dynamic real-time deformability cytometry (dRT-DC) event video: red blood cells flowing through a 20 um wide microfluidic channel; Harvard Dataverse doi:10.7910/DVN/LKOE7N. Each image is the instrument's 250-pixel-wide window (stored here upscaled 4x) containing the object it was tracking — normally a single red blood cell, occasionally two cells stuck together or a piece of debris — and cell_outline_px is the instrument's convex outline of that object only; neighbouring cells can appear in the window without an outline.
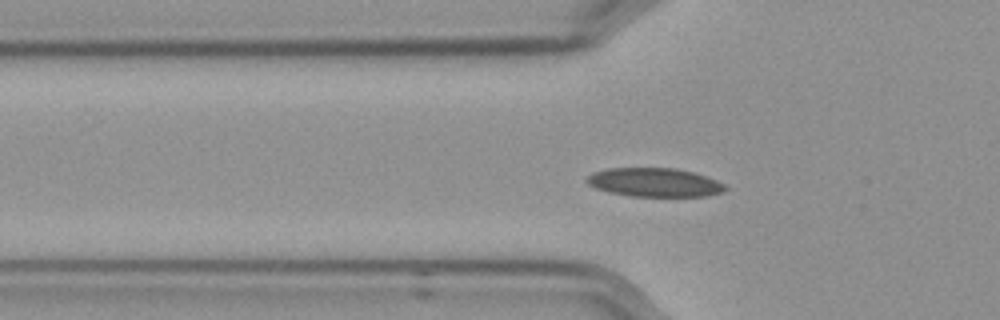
{"species": "Egyptian fruit bat (a non-hibernating species)", "species_latin": "Rousettus aegyptiacus", "temperature_condition": "cold", "stored_images_in_passage": 50, "camera_frame_rate_fps": 3000, "um_per_image_px": 0.085, "frame": {"image": 1, "passage_image": 17, "time_ms": 5.333, "image_size_px": [1000, 320], "cell_outline_px": [[728, 188], [724, 192], [708, 196], [632, 196], [608, 192], [596, 188], [588, 184], [584, 180], [592, 172], [608, 168], [676, 168], [696, 172], [716, 180], [724, 184]], "centroid_in_image_um": [55.65, 15.5], "position_along_channel_um": 70.2, "area_um2": 23.41}}
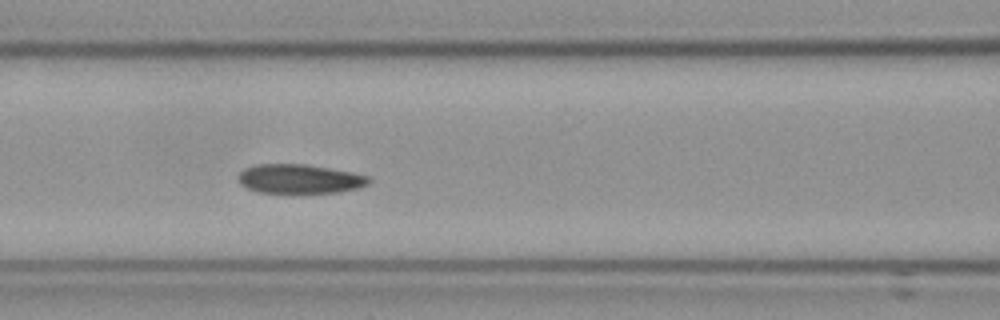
{"frame": {"image": 2, "passage_image": 23, "time_ms": 7.333, "image_size_px": [1000, 320], "cell_outline_px": [[372, 180], [368, 184], [356, 188], [340, 192], [256, 192], [240, 184], [236, 176], [244, 168], [256, 164], [304, 164], [352, 172], [368, 176]], "centroid_in_image_um": [25.43, 15.19], "position_along_channel_um": 141.2, "area_um2": 22.08}}
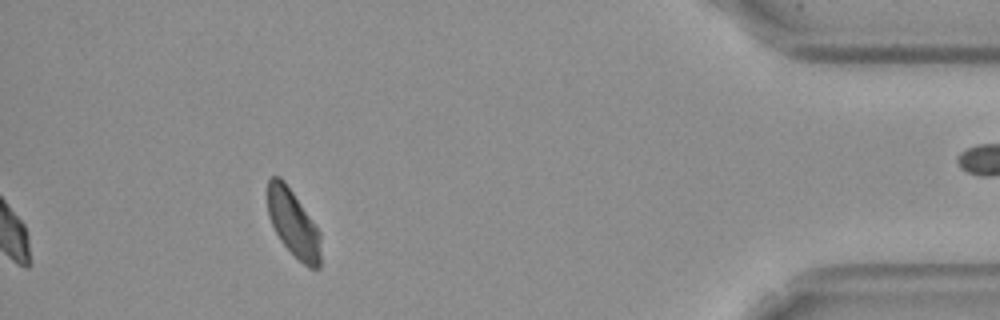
{"frame": {"image": 3, "passage_image": 50, "time_ms": 16.333, "image_size_px": [1000, 320], "cell_outline_px": [[320, 268], [308, 268], [280, 240], [268, 216], [268, 180], [272, 176], [280, 176], [284, 180], [320, 232]], "centroid_in_image_um": [24.92, 18.98], "position_along_channel_um": 410.3, "area_um2": 20.35}, "authors_computed_cell_mechanics": {"area_um2": 22.6576, "velocity_mm_per_s": 3.5468, "shape_relaxation_time_tau1_ms": 9.595, "shape_relaxation_time_tau2_ms": 3.3387, "deformation_change_tau1": 0.1445, "deformation_change_tau2": 0.0677}}